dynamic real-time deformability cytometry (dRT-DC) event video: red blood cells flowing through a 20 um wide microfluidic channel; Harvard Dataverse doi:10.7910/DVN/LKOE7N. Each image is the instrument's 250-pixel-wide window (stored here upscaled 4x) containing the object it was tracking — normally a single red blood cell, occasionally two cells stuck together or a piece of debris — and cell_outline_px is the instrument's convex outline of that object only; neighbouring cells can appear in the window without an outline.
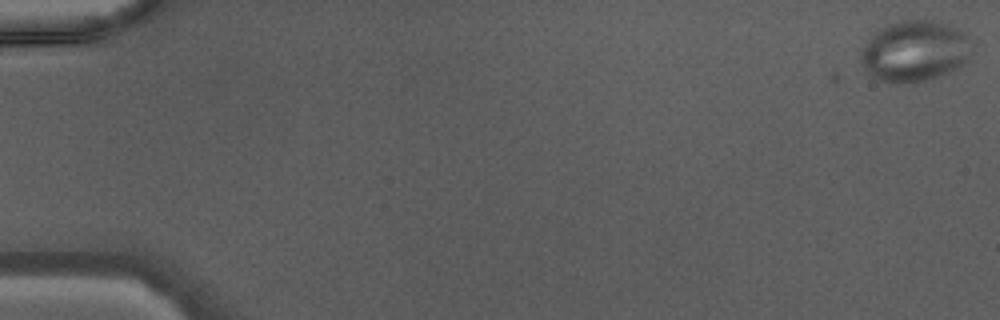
{"species": "Egyptian fruit bat (a non-hibernating species)", "species_latin": "Rousettus aegyptiacus", "temperature_condition": "warm", "stored_images_in_passage": 47, "camera_frame_rate_fps": 3000, "um_per_image_px": 0.085, "animal": {"sex": "male"}, "frame": {"image": 1, "passage_image": 1, "time_ms": 0.0, "image_size_px": [1000, 320], "cell_outline_px": [[972, 44], [968, 60], [964, 64], [940, 76], [924, 80], [892, 84], [876, 80], [864, 68], [860, 60], [860, 52], [872, 32], [888, 24], [904, 20], [932, 20], [948, 24], [964, 32]], "centroid_in_image_um": [77.72, 4.34], "position_along_channel_um": 7.3, "area_um2": 39.71}}
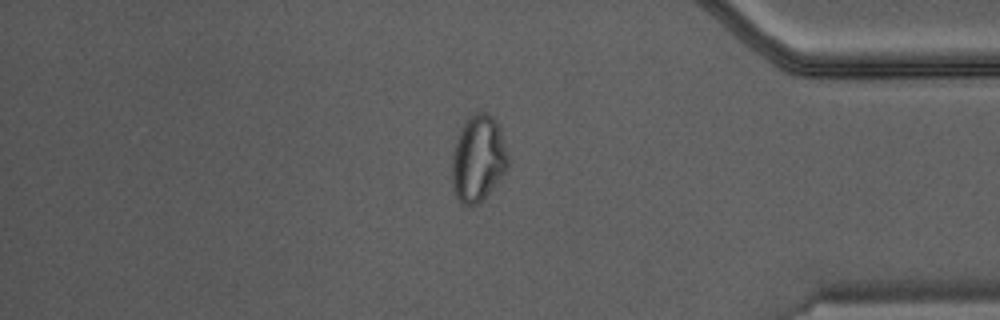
{"frame": {"image": 2, "passage_image": 40, "time_ms": 13.0, "image_size_px": [1000, 320], "cell_outline_px": [[512, 160], [508, 168], [484, 200], [476, 204], [464, 204], [456, 196], [452, 184], [452, 156], [456, 140], [460, 128], [468, 116], [476, 112], [488, 112], [496, 120], [500, 128]], "centroid_in_image_um": [40.69, 13.44], "position_along_channel_um": 394.5, "area_um2": 28.78}}
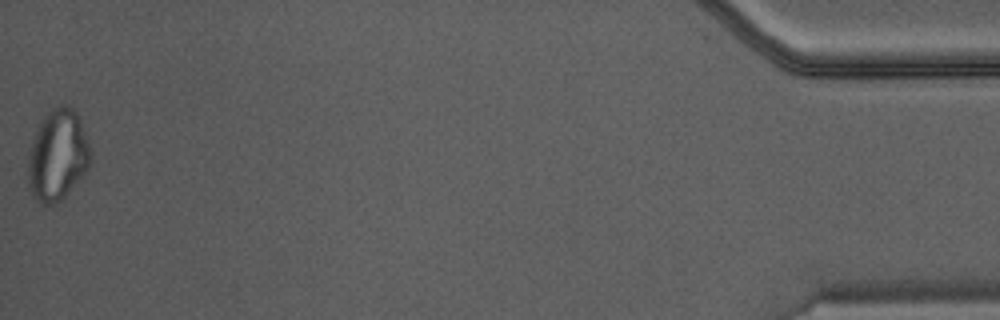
{"frame": {"image": 3, "passage_image": 47, "time_ms": 15.333, "image_size_px": [1000, 320], "cell_outline_px": [[92, 160], [84, 172], [64, 196], [56, 204], [40, 204], [32, 196], [28, 184], [28, 160], [32, 140], [44, 116], [48, 112], [60, 104], [68, 104], [76, 112], [80, 120], [92, 152]], "centroid_in_image_um": [4.89, 13.19], "position_along_channel_um": 430.3, "area_um2": 32.89}}